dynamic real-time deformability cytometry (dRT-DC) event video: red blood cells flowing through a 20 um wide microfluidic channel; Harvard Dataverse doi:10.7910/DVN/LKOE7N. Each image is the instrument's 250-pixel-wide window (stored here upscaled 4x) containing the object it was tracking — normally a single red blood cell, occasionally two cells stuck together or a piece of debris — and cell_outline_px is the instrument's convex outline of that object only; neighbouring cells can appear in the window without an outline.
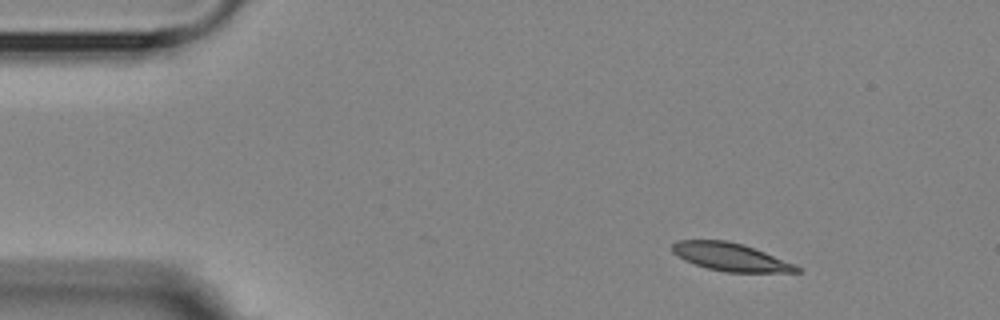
{"species": "Egyptian fruit bat (a non-hibernating species)", "species_latin": "Rousettus aegyptiacus", "temperature_condition": "room temperature", "stored_images_in_passage": 8, "camera_frame_rate_fps": 3000, "um_per_image_px": 0.085, "animal": {"sex": "female"}, "frame": {"image": 1, "passage_image": 1, "time_ms": 0.0, "image_size_px": [1000, 320], "cell_outline_px": [[800, 272], [724, 272], [708, 268], [684, 260], [676, 256], [672, 252], [672, 244], [676, 240], [728, 240], [744, 244], [796, 264], [800, 268]], "centroid_in_image_um": [62.08, 21.83], "position_along_channel_um": 22.9, "area_um2": 20.35}}
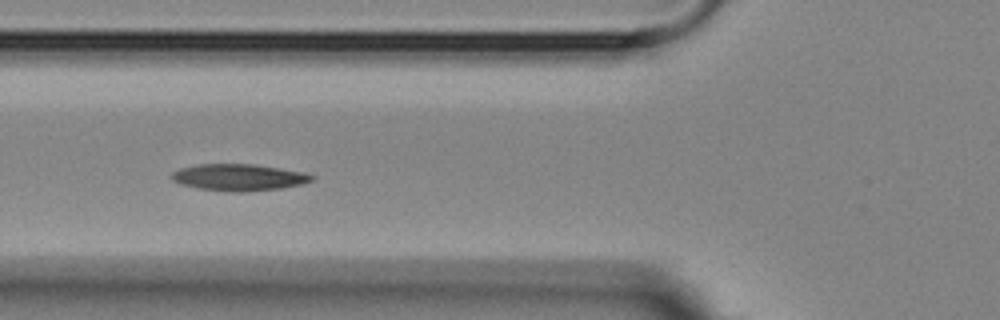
{"frame": {"image": 2, "passage_image": 5, "time_ms": 4.333, "image_size_px": [1000, 320], "cell_outline_px": [[316, 176], [312, 180], [300, 184], [280, 188], [244, 192], [232, 192], [200, 188], [180, 184], [172, 180], [172, 172], [180, 168], [196, 164], [252, 164], [280, 168], [304, 172]], "centroid_in_image_um": [20.29, 15.07], "position_along_channel_um": 105.5, "area_um2": 21.68}}
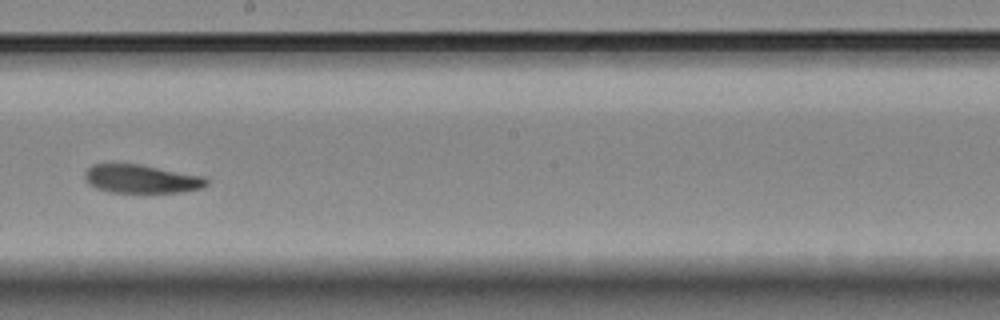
{"frame": {"image": 3, "passage_image": 8, "time_ms": 8.0, "image_size_px": [1000, 320], "cell_outline_px": [[208, 184], [204, 188], [184, 192], [108, 192], [96, 188], [88, 184], [84, 180], [84, 172], [92, 164], [140, 164], [204, 176], [208, 180]], "centroid_in_image_um": [12.02, 15.21], "position_along_channel_um": 236.2, "area_um2": 20.4}}